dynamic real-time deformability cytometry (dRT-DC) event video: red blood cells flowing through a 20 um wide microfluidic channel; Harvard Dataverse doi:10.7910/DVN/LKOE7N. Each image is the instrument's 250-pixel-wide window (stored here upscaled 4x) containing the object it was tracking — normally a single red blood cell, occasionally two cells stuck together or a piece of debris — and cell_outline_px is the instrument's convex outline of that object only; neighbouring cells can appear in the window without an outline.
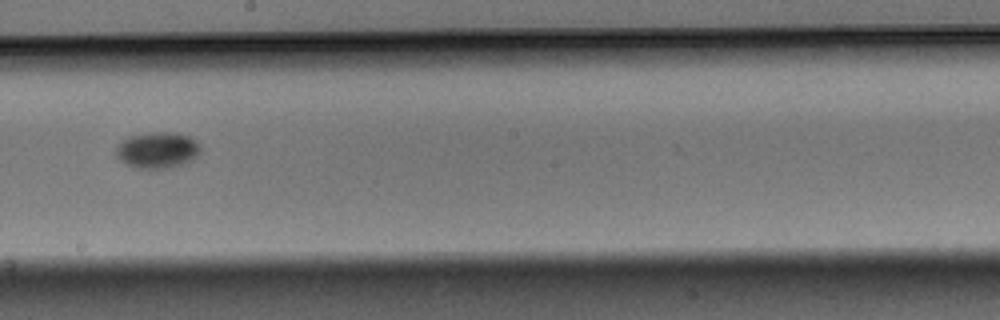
{"species": "Egyptian fruit bat (a non-hibernating species)", "species_latin": "Rousettus aegyptiacus", "temperature_condition": "warm", "stored_images_in_passage": 11, "camera_frame_rate_fps": 3000, "um_per_image_px": 0.085, "animal": {"sex": "male"}, "frame": {"image": 1, "passage_image": 5, "time_ms": 1.333, "image_size_px": [1000, 320], "cell_outline_px": [[200, 152], [188, 164], [172, 168], [140, 168], [128, 164], [120, 160], [116, 156], [116, 148], [124, 140], [132, 136], [156, 132], [172, 132], [188, 136], [196, 140], [200, 144]], "centroid_in_image_um": [13.45, 12.78], "position_along_channel_um": 234.7, "area_um2": 17.69}}
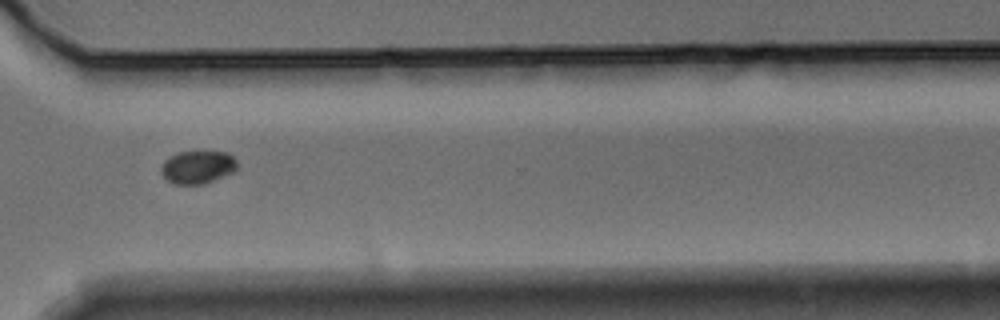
{"frame": {"image": 2, "passage_image": 8, "time_ms": 2.333, "image_size_px": [1000, 320], "cell_outline_px": [[236, 168], [232, 172], [204, 184], [176, 184], [168, 180], [160, 172], [160, 168], [164, 160], [168, 156], [176, 152], [228, 152], [236, 160]], "centroid_in_image_um": [16.76, 14.19], "position_along_channel_um": 353.8, "area_um2": 14.51}}
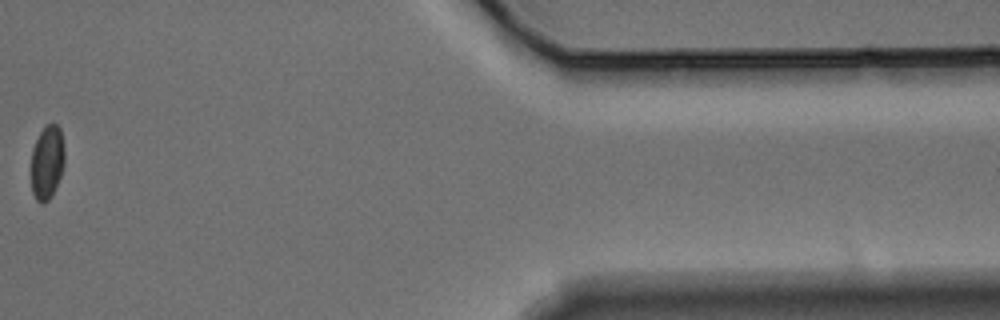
{"frame": {"image": 3, "passage_image": 10, "time_ms": 3.0, "image_size_px": [1000, 320], "cell_outline_px": [[64, 164], [60, 176], [52, 196], [44, 204], [40, 204], [36, 200], [32, 192], [32, 148], [40, 132], [48, 124], [56, 124], [60, 128], [64, 148]], "centroid_in_image_um": [4.0, 13.82], "position_along_channel_um": 407.4, "area_um2": 14.33}}